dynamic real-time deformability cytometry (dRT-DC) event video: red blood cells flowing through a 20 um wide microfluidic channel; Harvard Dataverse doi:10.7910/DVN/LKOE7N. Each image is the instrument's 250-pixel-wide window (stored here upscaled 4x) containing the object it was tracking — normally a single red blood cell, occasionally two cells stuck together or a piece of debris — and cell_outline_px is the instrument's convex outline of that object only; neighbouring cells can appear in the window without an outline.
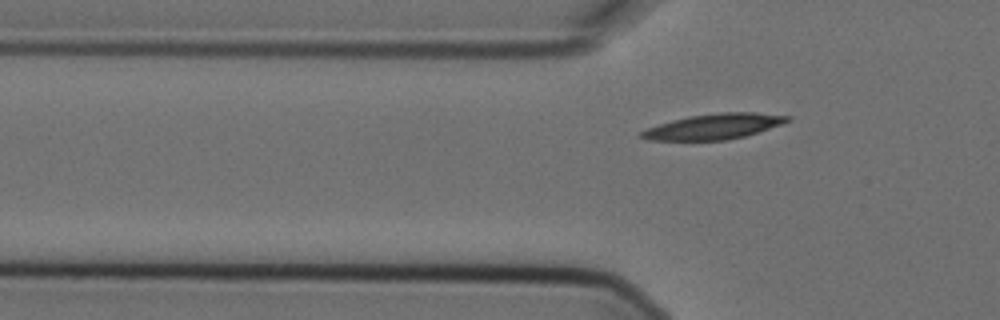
{"species": "Egyptian fruit bat (a non-hibernating species)", "species_latin": "Rousettus aegyptiacus", "temperature_condition": "cold", "stored_images_in_passage": 7, "segment_of_instrument_passage": [2, 2], "camera_frame_rate_fps": 3000, "um_per_image_px": 0.085, "animal": {"sex": "female"}, "frame": {"image": 1, "passage_image": 7, "time_ms": 2.0, "image_size_px": [1000, 320], "cell_outline_px": [[792, 120], [744, 136], [724, 140], [648, 140], [636, 136], [640, 132], [648, 128], [660, 124], [688, 116], [720, 112], [756, 112], [792, 116]], "centroid_in_image_um": [60.67, 10.74], "position_along_channel_um": 65.1, "area_um2": 21.44}}